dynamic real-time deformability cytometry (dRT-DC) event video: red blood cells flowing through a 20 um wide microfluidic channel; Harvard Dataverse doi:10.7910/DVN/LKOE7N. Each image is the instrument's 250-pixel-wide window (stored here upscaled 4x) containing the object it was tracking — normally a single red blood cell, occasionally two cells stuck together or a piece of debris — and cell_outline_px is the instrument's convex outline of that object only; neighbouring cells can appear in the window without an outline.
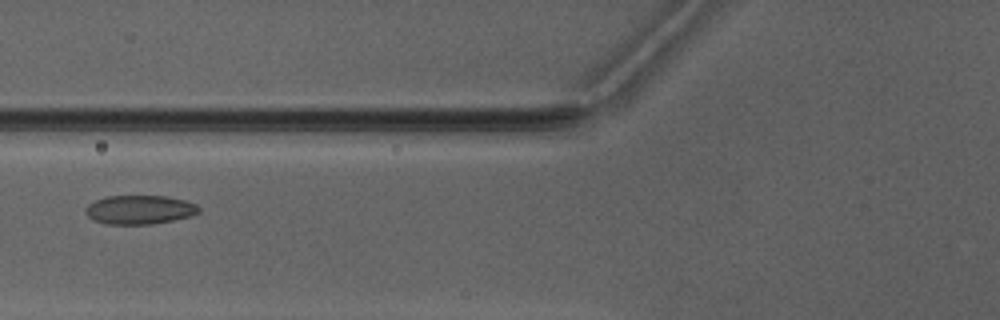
{"species": "Egyptian fruit bat (a non-hibernating species)", "species_latin": "Rousettus aegyptiacus", "temperature_condition": "warm", "stored_images_in_passage": 6, "camera_frame_rate_fps": 3000, "um_per_image_px": 0.085, "animal": {"sex": "male"}, "frame": {"image": 1, "passage_image": 6, "time_ms": 6.0, "image_size_px": [1000, 320], "cell_outline_px": [[200, 212], [192, 216], [152, 224], [104, 224], [92, 220], [88, 216], [88, 204], [96, 200], [108, 196], [168, 196], [184, 200], [196, 204], [200, 208]], "centroid_in_image_um": [11.91, 17.83], "position_along_channel_um": 113.9, "area_um2": 19.02}}